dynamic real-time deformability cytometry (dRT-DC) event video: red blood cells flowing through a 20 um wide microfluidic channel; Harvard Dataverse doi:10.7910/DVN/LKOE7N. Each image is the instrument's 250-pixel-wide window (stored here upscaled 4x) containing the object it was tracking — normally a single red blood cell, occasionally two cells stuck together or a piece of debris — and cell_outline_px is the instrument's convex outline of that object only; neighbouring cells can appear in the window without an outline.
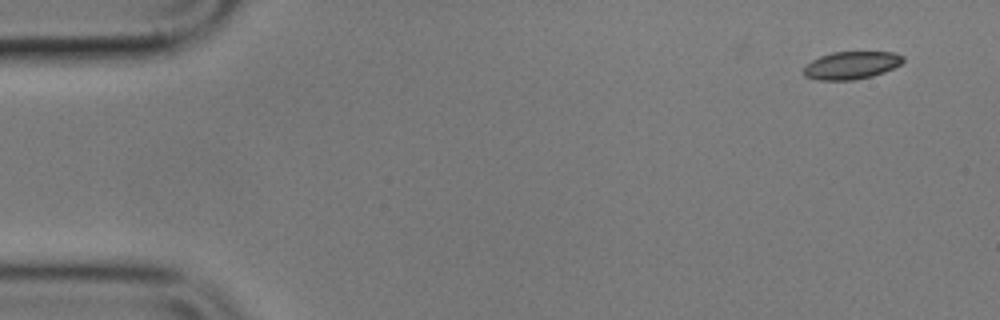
{"species": "common noctule bat (a hibernating species)", "species_latin": "Nyctalus noctula", "temperature_condition": "cold", "stored_images_in_passage": 2, "camera_frame_rate_fps": 3000, "um_per_image_px": 0.085, "animal": {"sex": "male", "body_mass_g": 17.9}, "frame": {"image": 1, "passage_image": 2, "time_ms": 1.333, "image_size_px": [1000, 320], "cell_outline_px": [[904, 60], [900, 64], [884, 72], [872, 76], [852, 80], [816, 80], [804, 76], [804, 68], [812, 60], [820, 56], [832, 52], [896, 52], [904, 56]], "centroid_in_image_um": [72.37, 5.55], "position_along_channel_um": 12.6, "area_um2": 16.01}}